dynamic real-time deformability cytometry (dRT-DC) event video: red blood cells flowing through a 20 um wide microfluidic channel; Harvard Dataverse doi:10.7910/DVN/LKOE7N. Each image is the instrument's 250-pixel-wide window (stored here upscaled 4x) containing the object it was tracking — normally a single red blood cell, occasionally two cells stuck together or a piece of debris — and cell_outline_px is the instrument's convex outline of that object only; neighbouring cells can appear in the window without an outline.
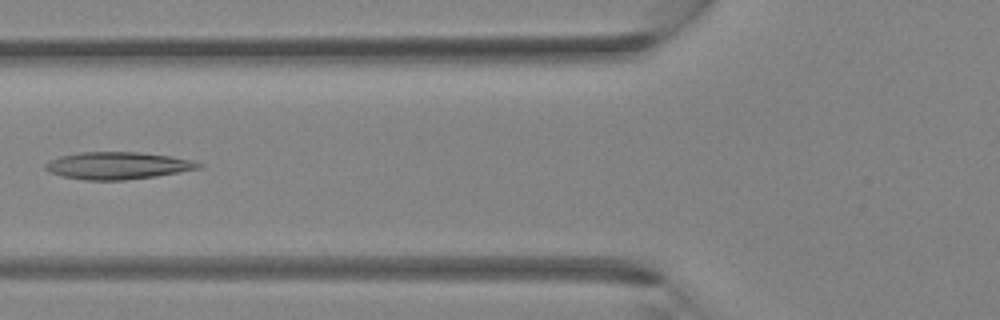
{"species": "Egyptian fruit bat (a non-hibernating species)", "species_latin": "Rousettus aegyptiacus", "temperature_condition": "room temperature", "stored_images_in_passage": 38, "camera_frame_rate_fps": 3000, "um_per_image_px": 0.085, "animal": {"sex": "female"}, "frame": {"image": 1, "passage_image": 14, "time_ms": 4.333, "image_size_px": [1000, 320], "cell_outline_px": [[204, 164], [200, 168], [180, 172], [156, 176], [124, 180], [84, 180], [60, 176], [48, 172], [44, 168], [44, 164], [60, 156], [80, 152], [140, 152], [172, 156], [196, 160]], "centroid_in_image_um": [10.03, 14.07], "position_along_channel_um": 115.8, "area_um2": 24.57}}
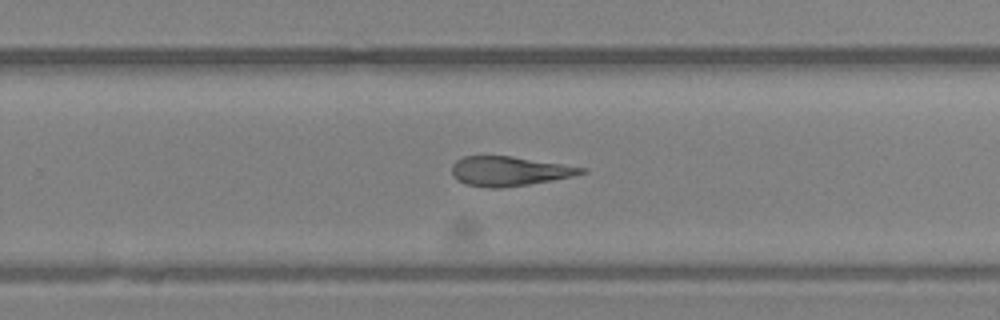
{"frame": {"image": 2, "passage_image": 24, "time_ms": 7.667, "image_size_px": [1000, 320], "cell_outline_px": [[588, 172], [572, 176], [552, 180], [528, 184], [500, 188], [488, 188], [468, 184], [456, 180], [452, 176], [452, 164], [456, 160], [464, 156], [512, 156], [588, 168]], "centroid_in_image_um": [43.28, 14.54], "position_along_channel_um": 286.5, "area_um2": 22.25}}
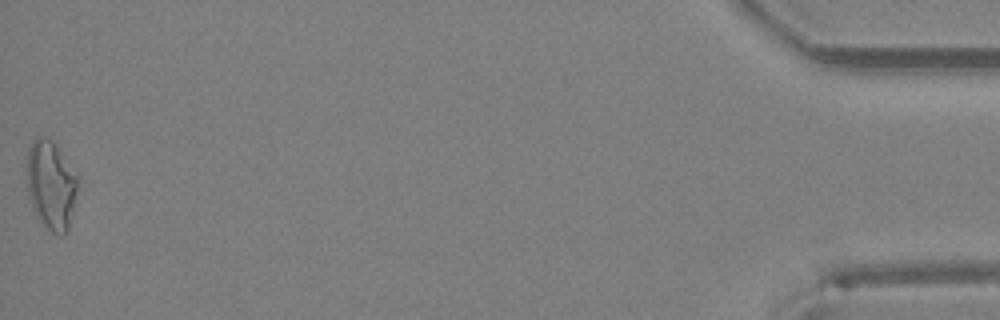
{"frame": {"image": 3, "passage_image": 38, "time_ms": 12.333, "image_size_px": [1000, 320], "cell_outline_px": [[76, 192], [68, 228], [64, 236], [56, 236], [36, 216], [28, 192], [28, 148], [32, 140], [36, 136], [44, 136], [52, 140], [76, 176]], "centroid_in_image_um": [4.31, 15.73], "position_along_channel_um": 430.9, "area_um2": 25.55}}